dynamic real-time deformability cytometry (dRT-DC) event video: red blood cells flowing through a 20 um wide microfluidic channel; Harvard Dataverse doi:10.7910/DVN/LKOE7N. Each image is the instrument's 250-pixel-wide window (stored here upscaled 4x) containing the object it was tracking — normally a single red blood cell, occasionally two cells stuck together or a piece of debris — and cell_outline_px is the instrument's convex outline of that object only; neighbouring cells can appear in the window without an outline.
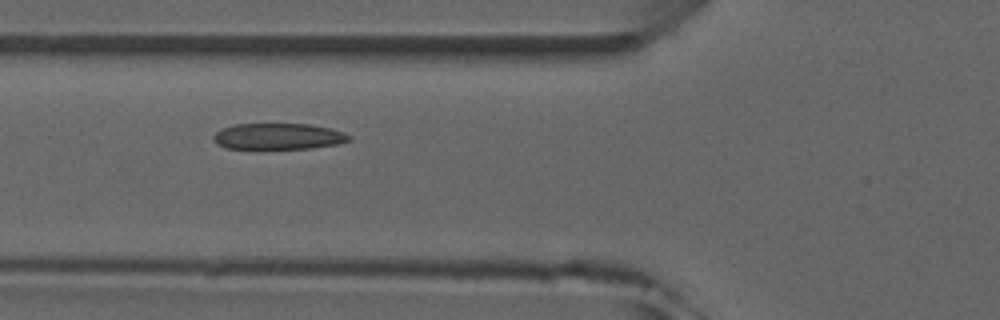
{"species": "common noctule bat (a hibernating species)", "species_latin": "Nyctalus noctula", "temperature_condition": "room temperature", "stored_images_in_passage": 7, "camera_frame_rate_fps": 3000, "um_per_image_px": 0.085, "animal": {"sex": "male", "forearm_length_mm": 52.5}, "frame": {"image": 1, "passage_image": 5, "time_ms": 5.333, "image_size_px": [1000, 320], "cell_outline_px": [[352, 140], [336, 144], [312, 148], [228, 148], [220, 144], [212, 136], [216, 132], [224, 128], [236, 124], [308, 124], [332, 128], [344, 132], [352, 136]], "centroid_in_image_um": [23.75, 11.58], "position_along_channel_um": 102.1, "area_um2": 20.4}}
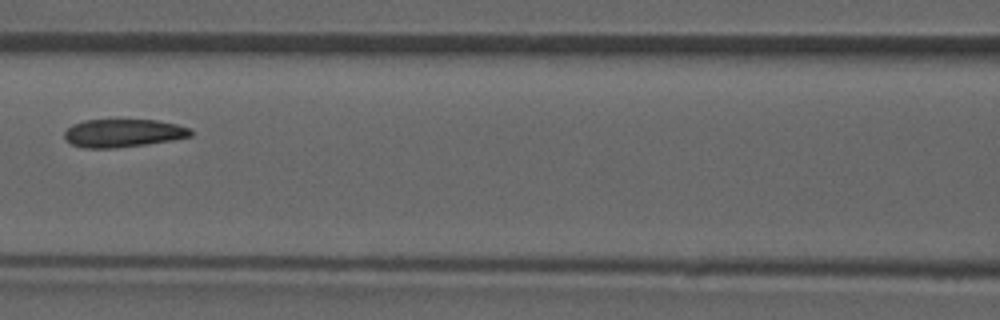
{"frame": {"image": 2, "passage_image": 6, "time_ms": 6.667, "image_size_px": [1000, 320], "cell_outline_px": [[192, 136], [172, 140], [148, 144], [116, 148], [84, 148], [72, 144], [64, 136], [64, 132], [72, 124], [84, 120], [156, 120], [176, 124], [192, 128]], "centroid_in_image_um": [10.49, 11.31], "position_along_channel_um": 156.1, "area_um2": 20.69}}